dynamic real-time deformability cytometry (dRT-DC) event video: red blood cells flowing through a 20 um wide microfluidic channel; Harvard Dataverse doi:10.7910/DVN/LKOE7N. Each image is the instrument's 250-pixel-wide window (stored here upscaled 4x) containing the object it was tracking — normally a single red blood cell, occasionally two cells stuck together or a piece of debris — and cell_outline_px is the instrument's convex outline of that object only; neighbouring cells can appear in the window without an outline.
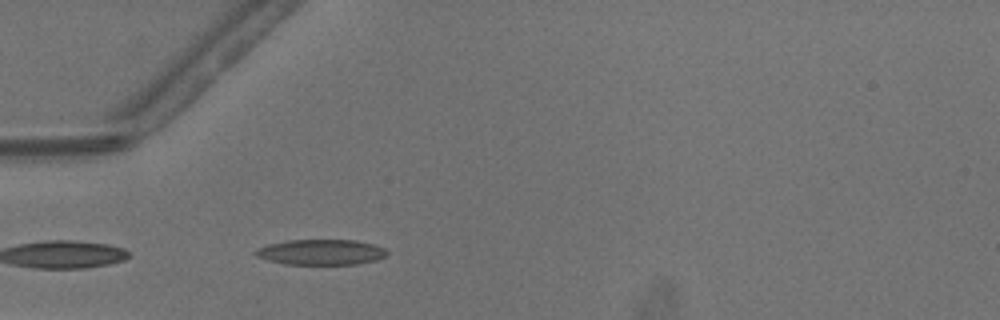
{"species": "common noctule bat (a hibernating species)", "species_latin": "Nyctalus noctula", "temperature_condition": "warm", "stored_images_in_passage": 20, "camera_frame_rate_fps": 3000, "um_per_image_px": 0.085, "animal": {"sex": "male", "body_mass_g": 13.3}, "frame": {"image": 1, "passage_image": 1, "time_ms": 0.0, "image_size_px": [1000, 320], "cell_outline_px": [[388, 252], [384, 256], [376, 260], [356, 264], [284, 264], [268, 260], [256, 256], [252, 252], [268, 244], [288, 240], [356, 240], [372, 244], [384, 248]], "centroid_in_image_um": [27.27, 21.43], "position_along_channel_um": 57.7, "area_um2": 19.36}}
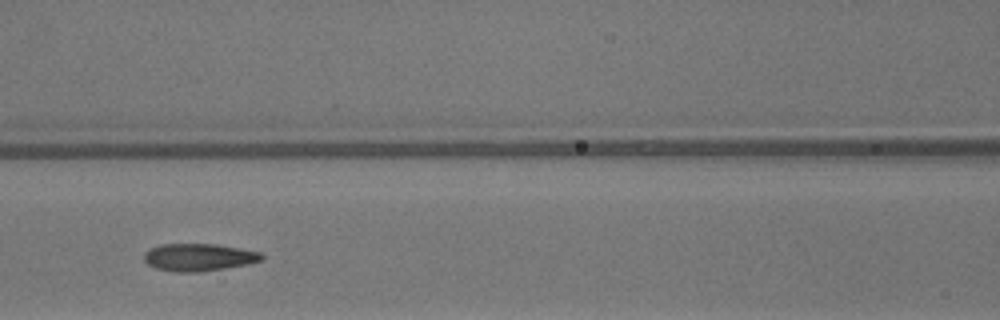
{"frame": {"image": 2, "passage_image": 8, "time_ms": 2.333, "image_size_px": [1000, 320], "cell_outline_px": [[264, 260], [248, 264], [200, 272], [176, 272], [156, 268], [148, 264], [144, 260], [144, 252], [160, 244], [216, 244], [240, 248], [260, 252], [264, 256]], "centroid_in_image_um": [16.91, 21.86], "position_along_channel_um": 149.7, "area_um2": 18.84}}
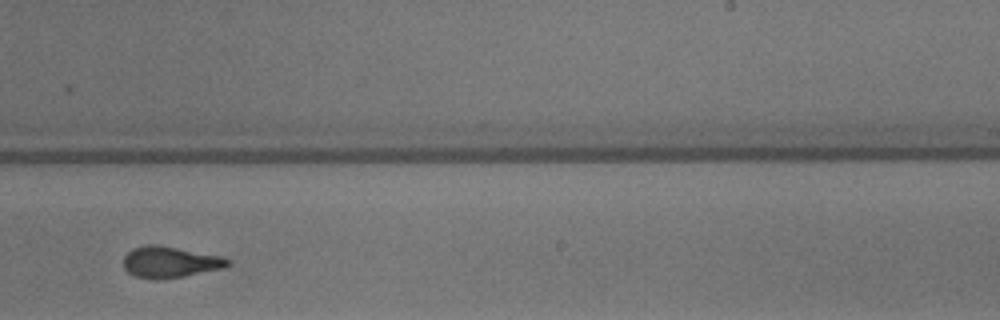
{"frame": {"image": 3, "passage_image": 17, "time_ms": 5.333, "image_size_px": [1000, 320], "cell_outline_px": [[228, 264], [220, 268], [184, 276], [136, 276], [128, 272], [124, 268], [124, 256], [132, 248], [144, 244], [156, 244], [224, 256], [228, 260]], "centroid_in_image_um": [14.43, 22.21], "position_along_channel_um": 274.6, "area_um2": 18.15}}